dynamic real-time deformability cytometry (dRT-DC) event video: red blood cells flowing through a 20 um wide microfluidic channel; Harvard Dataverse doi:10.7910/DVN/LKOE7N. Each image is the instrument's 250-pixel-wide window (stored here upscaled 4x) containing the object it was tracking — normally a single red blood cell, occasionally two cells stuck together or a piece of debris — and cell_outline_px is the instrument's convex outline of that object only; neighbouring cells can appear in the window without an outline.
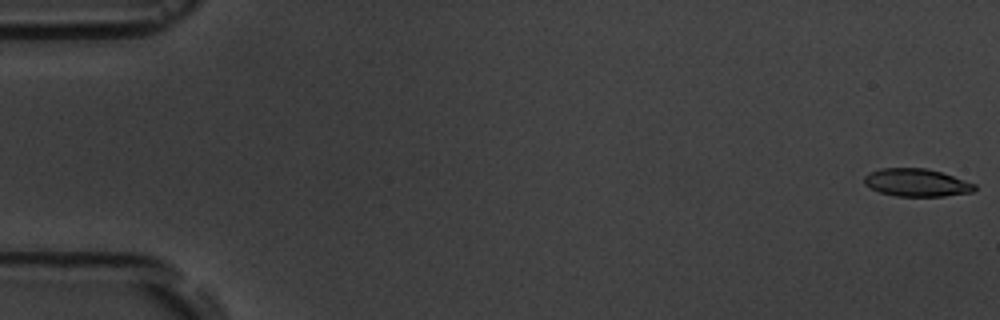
{"species": "common noctule bat (a hibernating species)", "species_latin": "Nyctalus noctula", "temperature_condition": "room temperature", "stored_images_in_passage": 4, "camera_frame_rate_fps": 3000, "um_per_image_px": 0.085, "animal": {"sex": "male", "body_mass_g": 19.5, "forearm_length_mm": 54.6}, "frame": {"image": 1, "passage_image": 1, "time_ms": 0.0, "image_size_px": [1000, 320], "cell_outline_px": [[976, 188], [972, 192], [944, 196], [896, 196], [880, 192], [864, 184], [864, 176], [868, 172], [880, 168], [924, 168], [940, 172], [976, 184]], "centroid_in_image_um": [77.88, 15.52], "position_along_channel_um": 7.1, "area_um2": 17.74}}
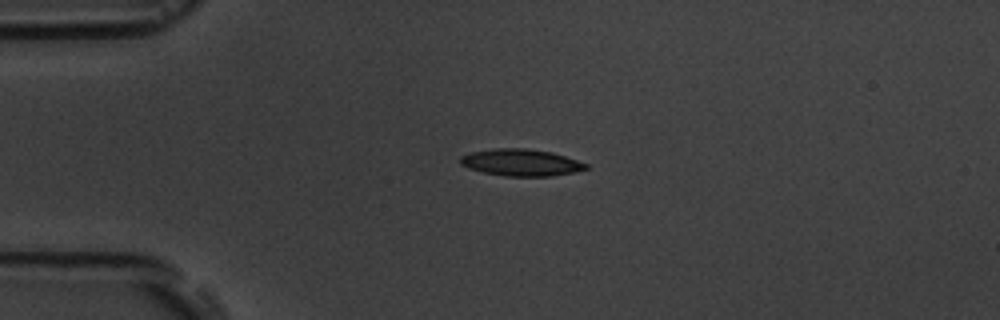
{"frame": {"image": 2, "passage_image": 4, "time_ms": 4.333, "image_size_px": [1000, 320], "cell_outline_px": [[588, 168], [572, 172], [552, 176], [504, 176], [484, 172], [468, 168], [460, 164], [460, 156], [472, 152], [492, 148], [528, 148], [552, 152], [588, 164]], "centroid_in_image_um": [44.26, 13.8], "position_along_channel_um": 40.7, "area_um2": 19.59}}